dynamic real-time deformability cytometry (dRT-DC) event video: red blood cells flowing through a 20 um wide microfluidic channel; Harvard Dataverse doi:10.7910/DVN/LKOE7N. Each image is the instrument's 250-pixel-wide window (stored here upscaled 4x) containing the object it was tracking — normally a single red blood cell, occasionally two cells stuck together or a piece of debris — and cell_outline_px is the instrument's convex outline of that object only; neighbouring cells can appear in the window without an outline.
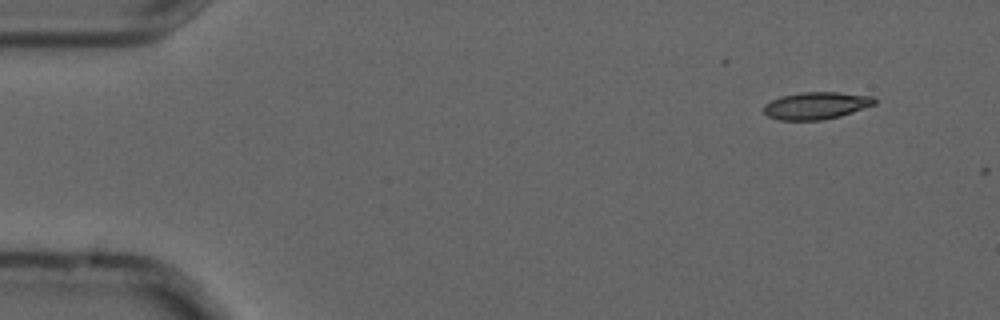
{"species": "common noctule bat (a hibernating species)", "species_latin": "Nyctalus noctula", "temperature_condition": "cold", "stored_images_in_passage": 3, "camera_frame_rate_fps": 3000, "um_per_image_px": 0.085, "animal": {"sex": "male", "forearm_length_mm": 52.5}, "frame": {"image": 1, "passage_image": 1, "time_ms": 0.0, "image_size_px": [1000, 320], "cell_outline_px": [[876, 104], [840, 116], [820, 120], [776, 120], [768, 116], [764, 112], [764, 104], [780, 96], [800, 92], [840, 92], [872, 96], [876, 100]], "centroid_in_image_um": [69.36, 8.97], "position_along_channel_um": 15.6, "area_um2": 17.63}}